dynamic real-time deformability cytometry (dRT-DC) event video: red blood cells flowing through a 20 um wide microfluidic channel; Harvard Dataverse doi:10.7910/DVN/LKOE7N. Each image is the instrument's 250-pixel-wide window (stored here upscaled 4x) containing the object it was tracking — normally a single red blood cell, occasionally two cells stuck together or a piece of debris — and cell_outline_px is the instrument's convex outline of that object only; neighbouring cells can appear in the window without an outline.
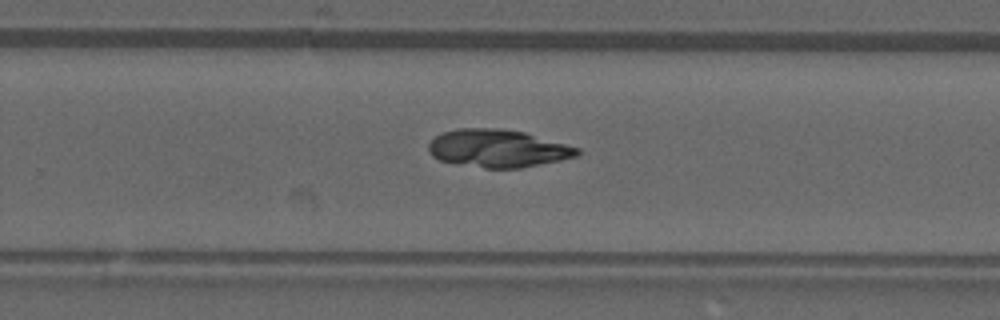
{"species": "common noctule bat (a hibernating species)", "species_latin": "Nyctalus noctula", "temperature_condition": "warm", "stored_images_in_passage": 45, "camera_frame_rate_fps": 3000, "um_per_image_px": 0.085, "animal": {"sex": "male", "forearm_length_mm": 52.5}, "frame": {"image": 1, "passage_image": 30, "time_ms": 9.667, "image_size_px": [1000, 320], "cell_outline_px": [[580, 152], [576, 156], [560, 160], [520, 168], [484, 168], [440, 160], [432, 156], [428, 152], [428, 144], [436, 136], [444, 132], [460, 128], [500, 128], [524, 132], [580, 148]], "centroid_in_image_um": [42.31, 12.61], "position_along_channel_um": 287.5, "area_um2": 32.48}}